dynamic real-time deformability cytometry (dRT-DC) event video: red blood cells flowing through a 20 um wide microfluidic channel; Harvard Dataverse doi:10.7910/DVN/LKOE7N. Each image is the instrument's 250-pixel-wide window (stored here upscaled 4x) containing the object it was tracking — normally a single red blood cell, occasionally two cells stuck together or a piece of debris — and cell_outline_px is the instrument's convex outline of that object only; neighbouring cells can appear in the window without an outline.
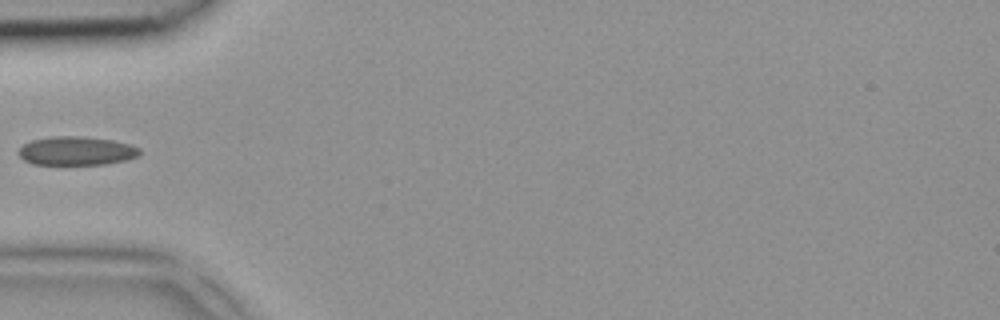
{"species": "common noctule bat (a hibernating species)", "species_latin": "Nyctalus noctula", "temperature_condition": "room temperature", "stored_images_in_passage": 2, "camera_frame_rate_fps": 3000, "um_per_image_px": 0.085, "animal": {"sex": "female", "body_mass_g": 18.4}, "frame": {"image": 1, "passage_image": 2, "time_ms": 0.333, "image_size_px": [1000, 320], "cell_outline_px": [[140, 152], [136, 156], [128, 160], [104, 164], [32, 164], [24, 160], [16, 152], [24, 144], [32, 140], [52, 136], [80, 136], [112, 140], [128, 144], [140, 148]], "centroid_in_image_um": [6.47, 12.82], "position_along_channel_um": 78.5, "area_um2": 20.17}}